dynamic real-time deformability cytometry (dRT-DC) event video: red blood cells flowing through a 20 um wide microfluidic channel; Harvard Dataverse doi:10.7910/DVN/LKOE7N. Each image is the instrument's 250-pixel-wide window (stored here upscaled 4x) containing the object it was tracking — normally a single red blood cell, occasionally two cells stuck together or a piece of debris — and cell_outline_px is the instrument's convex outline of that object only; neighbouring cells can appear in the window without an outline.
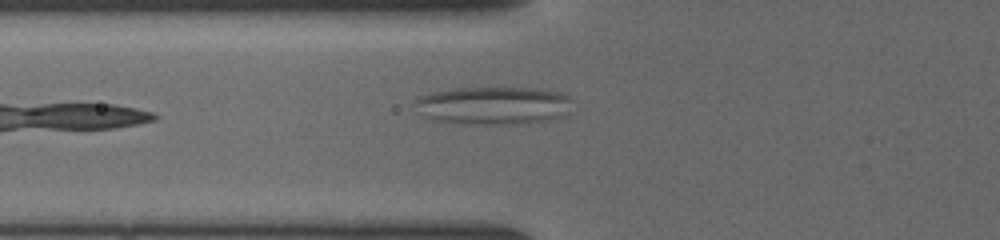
{"species": "common noctule bat (a hibernating species)", "species_latin": "Nyctalus noctula", "temperature_condition": "cold", "stored_images_in_passage": 29, "camera_frame_rate_fps": 3000, "um_per_image_px": 0.085, "animal": {"sex": "female", "body_mass_g": 19.5, "forearm_length_mm": 54.1}, "frame": {"image": 1, "passage_image": 2, "time_ms": 0.333, "image_size_px": [1000, 240], "cell_outline_px": [[568, 100], [552, 116], [540, 120], [448, 120], [432, 116], [416, 100], [420, 96], [436, 92], [456, 88], [540, 88], [560, 92], [568, 96]], "centroid_in_image_um": [41.94, 8.82], "position_along_channel_um": 83.9, "area_um2": 30.06}}
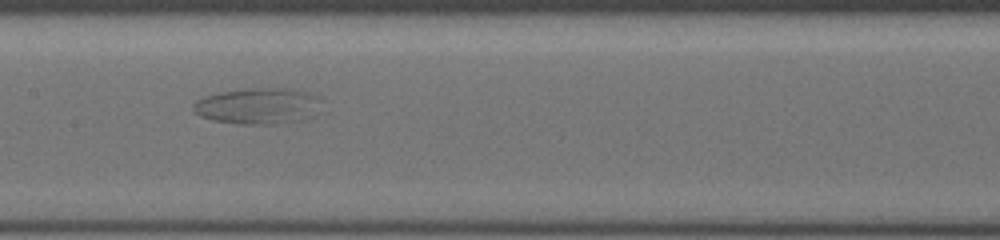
{"frame": {"image": 2, "passage_image": 10, "time_ms": 3.0, "image_size_px": [1000, 240], "cell_outline_px": [[316, 100], [264, 120], [252, 124], [244, 124], [216, 120], [200, 116], [192, 108], [192, 104], [196, 100], [204, 96], [220, 92], [244, 88], [292, 88], [308, 92], [316, 96]], "centroid_in_image_um": [21.3, 8.85], "position_along_channel_um": 186.1, "area_um2": 22.43}}
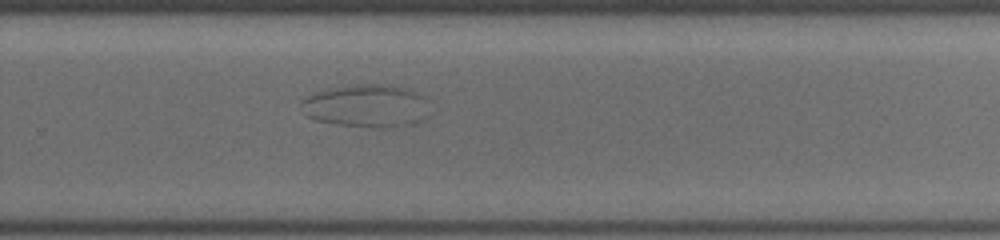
{"frame": {"image": 3, "passage_image": 19, "time_ms": 6.0, "image_size_px": [1000, 240], "cell_outline_px": [[428, 96], [420, 120], [412, 124], [340, 124], [316, 120], [308, 116], [300, 104], [308, 96], [316, 92], [328, 88], [356, 84], [392, 84], [412, 88]], "centroid_in_image_um": [31.14, 8.9], "position_along_channel_um": 298.7, "area_um2": 30.81}}